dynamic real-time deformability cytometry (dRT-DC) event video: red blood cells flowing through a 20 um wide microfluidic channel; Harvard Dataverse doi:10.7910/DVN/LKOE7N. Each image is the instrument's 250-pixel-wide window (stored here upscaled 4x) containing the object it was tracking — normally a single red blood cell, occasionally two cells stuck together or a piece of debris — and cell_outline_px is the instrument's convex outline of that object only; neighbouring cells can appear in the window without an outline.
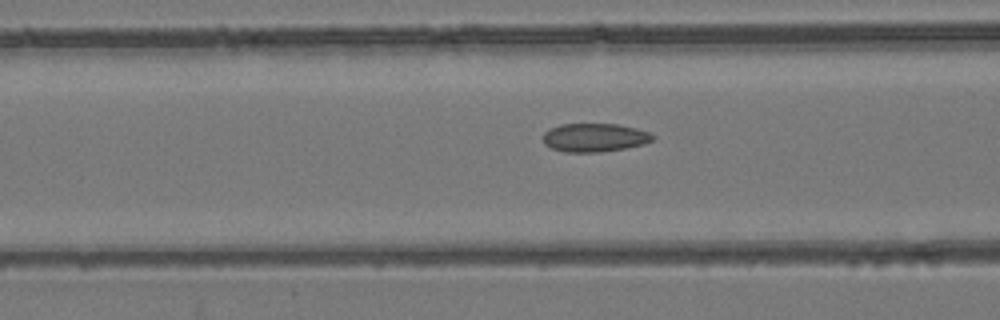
{"species": "common noctule bat (a hibernating species)", "species_latin": "Nyctalus noctula", "temperature_condition": "room temperature", "stored_images_in_passage": 54, "camera_frame_rate_fps": 3000, "um_per_image_px": 0.085, "animal": {"sex": "female", "body_mass_g": 24.6, "forearm_length_mm": 56.2}, "frame": {"image": 1, "passage_image": 22, "time_ms": 7.0, "image_size_px": [1000, 320], "cell_outline_px": [[656, 136], [652, 140], [644, 144], [624, 148], [600, 152], [564, 152], [552, 148], [544, 144], [544, 132], [548, 128], [560, 124], [616, 124], [636, 128], [648, 132]], "centroid_in_image_um": [50.52, 11.69], "position_along_channel_um": 116.1, "area_um2": 18.21}}
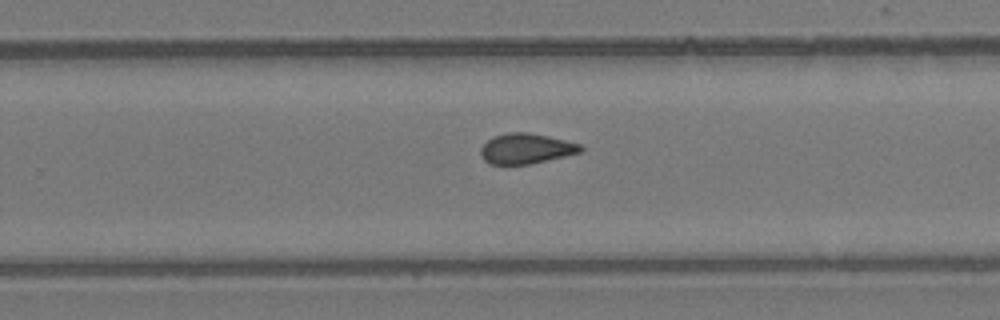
{"frame": {"image": 2, "passage_image": 35, "time_ms": 11.333, "image_size_px": [1000, 320], "cell_outline_px": [[584, 148], [580, 152], [548, 160], [528, 164], [488, 164], [480, 156], [480, 148], [492, 136], [508, 132], [528, 132], [548, 136], [580, 144]], "centroid_in_image_um": [44.67, 12.62], "position_along_channel_um": 285.1, "area_um2": 17.63}}
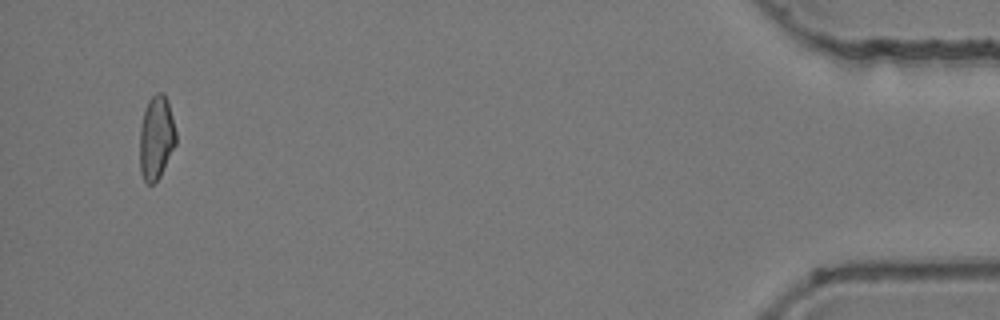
{"frame": {"image": 3, "passage_image": 52, "time_ms": 17.0, "image_size_px": [1000, 320], "cell_outline_px": [[176, 144], [160, 176], [152, 184], [148, 184], [144, 180], [140, 172], [140, 128], [144, 112], [148, 100], [156, 92], [164, 92], [168, 104], [176, 132]], "centroid_in_image_um": [13.28, 11.7], "position_along_channel_um": 421.9, "area_um2": 17.51}, "authors_computed_cell_mechanics": {"area_um2": 18.207, "velocity_mm_per_s": 3.9014, "shape_relaxation_time_tau1_ms": null, "shape_relaxation_time_tau2_ms": 2.6636, "deformation_change_tau1": null, "deformation_change_tau2": 0.0886}}